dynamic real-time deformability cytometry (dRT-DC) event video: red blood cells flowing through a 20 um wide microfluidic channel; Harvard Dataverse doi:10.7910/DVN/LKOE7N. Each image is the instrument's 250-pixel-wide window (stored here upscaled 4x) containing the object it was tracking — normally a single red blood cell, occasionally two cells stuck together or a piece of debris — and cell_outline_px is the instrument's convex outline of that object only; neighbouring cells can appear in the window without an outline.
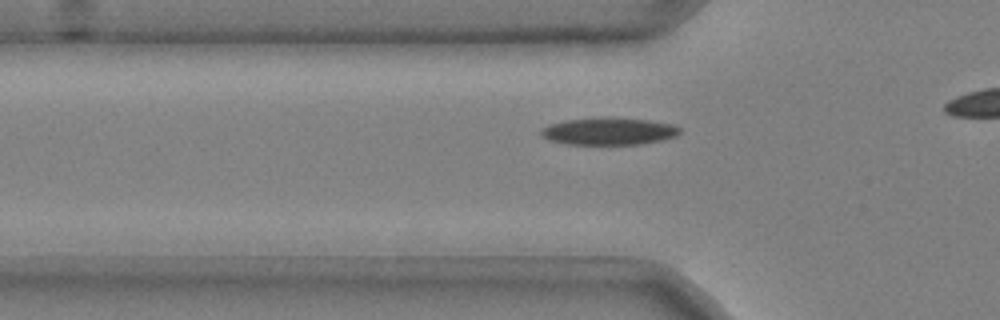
{"species": "common noctule bat (a hibernating species)", "species_latin": "Nyctalus noctula", "temperature_condition": "cold", "stored_images_in_passage": 16, "camera_frame_rate_fps": 3000, "um_per_image_px": 0.085, "animal": {"sex": "male", "body_mass_g": 20.4}, "frame": {"image": 1, "passage_image": 10, "time_ms": 3.0, "image_size_px": [1000, 320], "cell_outline_px": [[680, 132], [676, 136], [664, 140], [640, 144], [564, 144], [548, 140], [540, 136], [540, 128], [564, 120], [604, 116], [612, 116], [648, 120], [676, 124], [680, 128]], "centroid_in_image_um": [51.75, 11.14], "position_along_channel_um": 74.1, "area_um2": 22.6}}
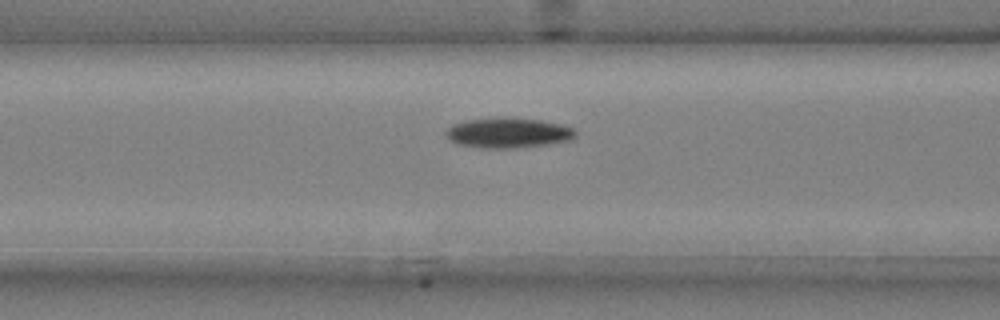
{"frame": {"image": 2, "passage_image": 14, "time_ms": 4.333, "image_size_px": [1000, 320], "cell_outline_px": [[576, 136], [572, 140], [548, 144], [512, 148], [480, 148], [456, 144], [448, 140], [444, 132], [452, 124], [464, 120], [496, 116], [500, 116], [540, 120], [564, 124], [572, 128], [576, 132]], "centroid_in_image_um": [43.15, 11.27], "position_along_channel_um": 123.4, "area_um2": 23.35}}